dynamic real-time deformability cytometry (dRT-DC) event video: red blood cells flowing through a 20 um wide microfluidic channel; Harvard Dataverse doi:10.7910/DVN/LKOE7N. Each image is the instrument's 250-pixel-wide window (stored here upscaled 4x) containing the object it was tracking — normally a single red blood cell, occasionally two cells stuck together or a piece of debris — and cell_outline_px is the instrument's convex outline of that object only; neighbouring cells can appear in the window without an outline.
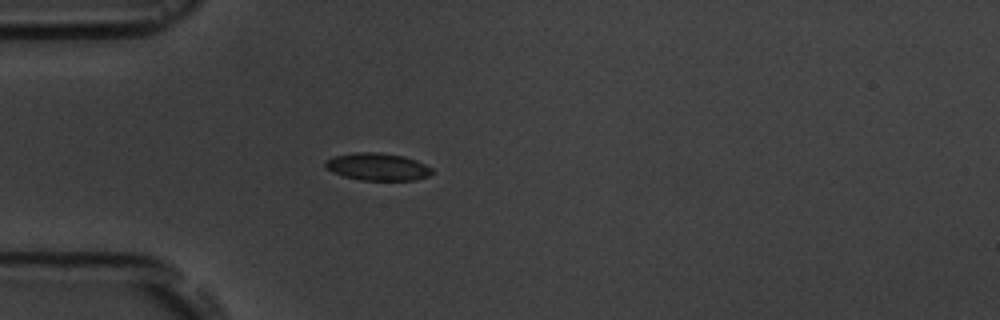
{"species": "common noctule bat (a hibernating species)", "species_latin": "Nyctalus noctula", "temperature_condition": "room temperature", "stored_images_in_passage": 4, "camera_frame_rate_fps": 3000, "um_per_image_px": 0.085, "animal": {"sex": "male", "body_mass_g": 19.5, "forearm_length_mm": 54.6}, "frame": {"image": 1, "passage_image": 4, "time_ms": 4.0, "image_size_px": [1000, 320], "cell_outline_px": [[432, 172], [428, 176], [416, 180], [360, 180], [344, 176], [332, 172], [324, 168], [324, 160], [332, 156], [356, 152], [380, 152], [404, 156], [416, 160], [432, 168]], "centroid_in_image_um": [32.04, 14.17], "position_along_channel_um": 53.0, "area_um2": 17.22}}